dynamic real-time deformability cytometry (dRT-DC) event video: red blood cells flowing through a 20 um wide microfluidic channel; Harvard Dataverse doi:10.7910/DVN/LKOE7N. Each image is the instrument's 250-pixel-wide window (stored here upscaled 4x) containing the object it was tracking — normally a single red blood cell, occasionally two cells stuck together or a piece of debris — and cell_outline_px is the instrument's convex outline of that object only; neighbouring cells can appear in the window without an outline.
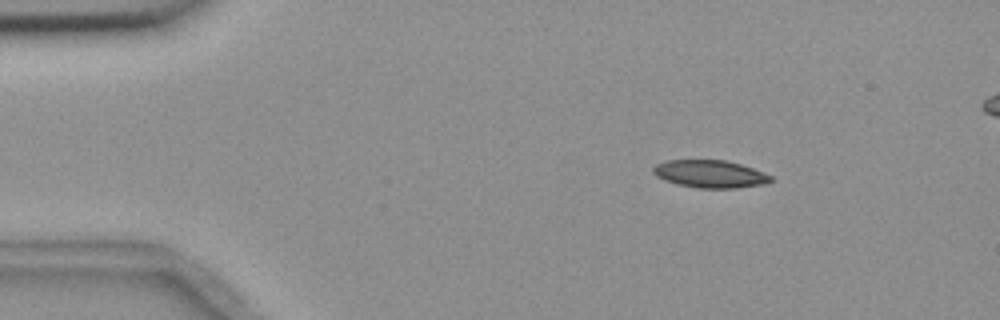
{"species": "common noctule bat (a hibernating species)", "species_latin": "Nyctalus noctula", "temperature_condition": "room temperature", "stored_images_in_passage": 4, "camera_frame_rate_fps": 3000, "um_per_image_px": 0.085, "animal": {"sex": "female", "body_mass_g": 18.4}, "frame": {"image": 1, "passage_image": 1, "time_ms": 0.0, "image_size_px": [1000, 320], "cell_outline_px": [[772, 180], [764, 184], [736, 188], [700, 188], [680, 184], [664, 180], [656, 176], [652, 172], [652, 168], [656, 164], [664, 160], [724, 160], [740, 164], [752, 168], [772, 176]], "centroid_in_image_um": [60.33, 14.78], "position_along_channel_um": 24.7, "area_um2": 18.79}}